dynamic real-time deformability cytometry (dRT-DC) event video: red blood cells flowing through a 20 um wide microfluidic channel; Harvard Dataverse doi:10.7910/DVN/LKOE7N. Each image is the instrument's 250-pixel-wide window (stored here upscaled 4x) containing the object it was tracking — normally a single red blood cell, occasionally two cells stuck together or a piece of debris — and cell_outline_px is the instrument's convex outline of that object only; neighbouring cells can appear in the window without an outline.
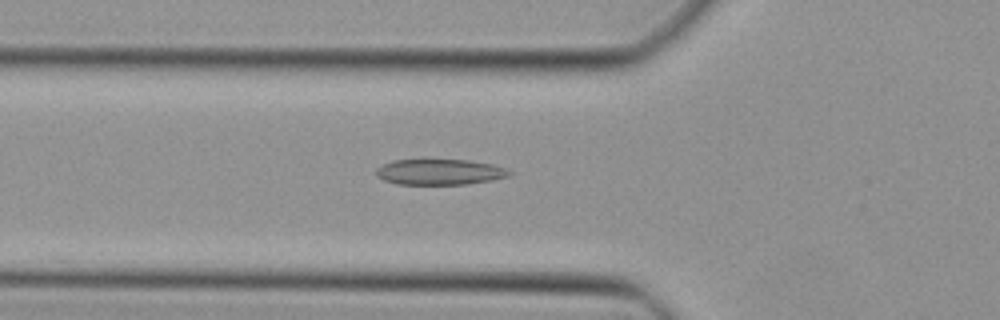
{"species": "Egyptian fruit bat (a non-hibernating species)", "species_latin": "Rousettus aegyptiacus", "temperature_condition": "cold", "stored_images_in_passage": 46, "camera_frame_rate_fps": 3000, "um_per_image_px": 0.085, "animal": {"sex": "female"}, "frame": {"image": 1, "passage_image": 16, "time_ms": 5.0, "image_size_px": [1000, 320], "cell_outline_px": [[512, 176], [492, 180], [468, 184], [396, 184], [384, 180], [376, 176], [376, 168], [384, 164], [396, 160], [424, 156], [468, 160], [492, 164], [504, 168], [512, 172]], "centroid_in_image_um": [37.35, 14.57], "position_along_channel_um": 88.4, "area_um2": 20.92}}
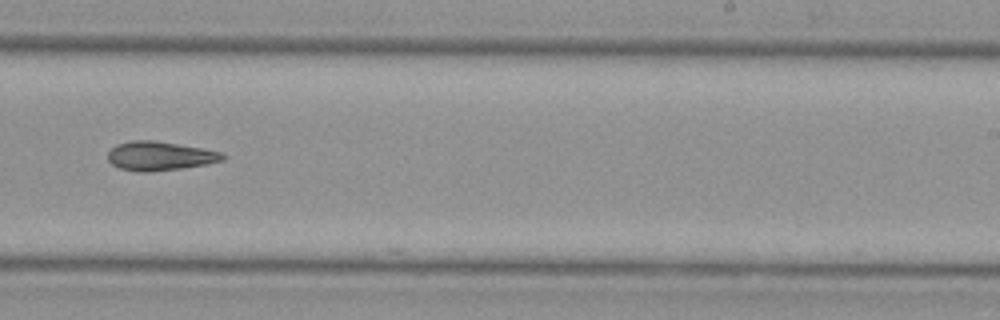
{"frame": {"image": 2, "passage_image": 29, "time_ms": 9.333, "image_size_px": [1000, 320], "cell_outline_px": [[228, 156], [224, 160], [208, 164], [184, 168], [152, 172], [140, 172], [120, 168], [112, 164], [108, 160], [108, 152], [116, 144], [132, 140], [152, 140], [204, 148], [224, 152]], "centroid_in_image_um": [13.64, 13.26], "position_along_channel_um": 275.4, "area_um2": 19.71}}
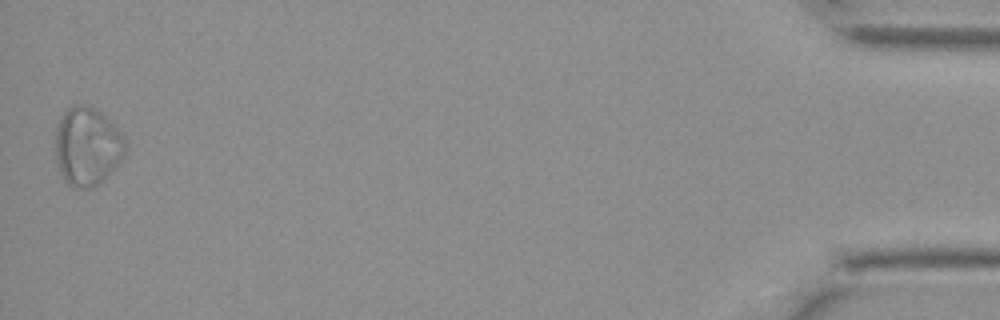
{"frame": {"image": 3, "passage_image": 46, "time_ms": 15.0, "image_size_px": [1000, 320], "cell_outline_px": [[128, 148], [124, 156], [116, 168], [104, 180], [92, 188], [80, 188], [68, 184], [60, 176], [56, 156], [56, 128], [60, 116], [68, 108], [80, 104], [92, 108], [100, 112], [116, 124], [124, 136], [128, 144]], "centroid_in_image_um": [7.46, 12.46], "position_along_channel_um": 427.7, "area_um2": 32.48}}